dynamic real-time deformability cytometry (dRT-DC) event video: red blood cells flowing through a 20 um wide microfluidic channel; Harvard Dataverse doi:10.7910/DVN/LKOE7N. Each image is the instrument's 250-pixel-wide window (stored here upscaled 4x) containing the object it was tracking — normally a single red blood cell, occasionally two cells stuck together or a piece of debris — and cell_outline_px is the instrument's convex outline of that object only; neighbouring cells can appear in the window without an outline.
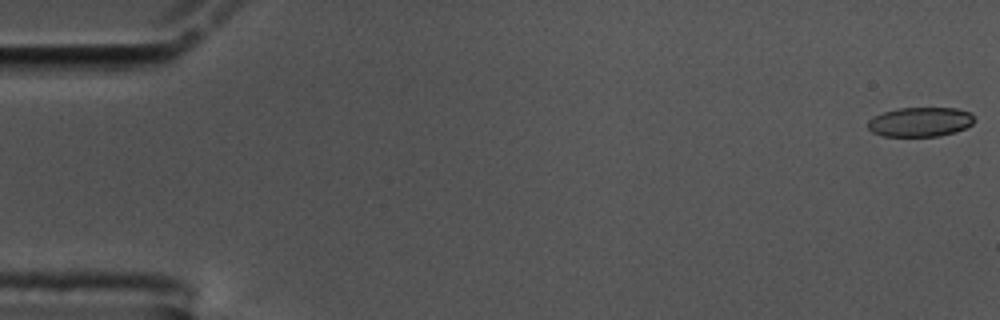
{"species": "common noctule bat (a hibernating species)", "species_latin": "Nyctalus noctula", "temperature_condition": "cold", "stored_images_in_passage": 57, "camera_frame_rate_fps": 3000, "um_per_image_px": 0.085, "animal": {"sex": "male", "body_mass_g": 17.5, "forearm_length_mm": 52.3}, "frame": {"image": 1, "passage_image": 1, "time_ms": 0.0, "image_size_px": [1000, 320], "cell_outline_px": [[976, 120], [972, 124], [956, 132], [940, 136], [884, 136], [872, 132], [868, 128], [868, 120], [884, 112], [900, 108], [956, 108], [972, 112]], "centroid_in_image_um": [78.27, 10.36], "position_along_channel_um": 6.7, "area_um2": 18.32}}
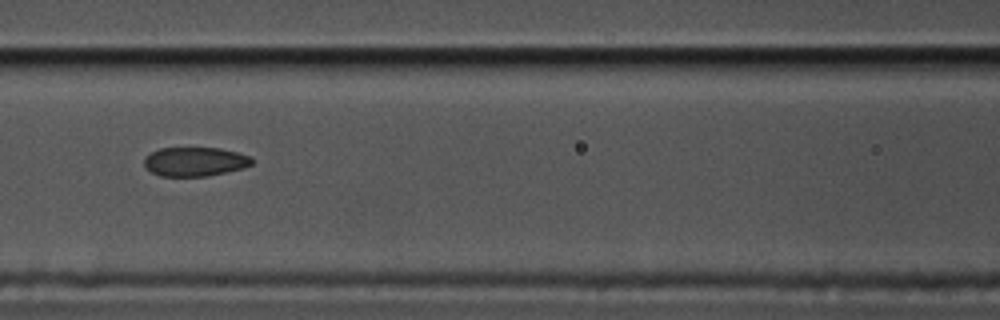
{"frame": {"image": 2, "passage_image": 25, "time_ms": 8.0, "image_size_px": [1000, 320], "cell_outline_px": [[252, 164], [244, 168], [208, 176], [160, 176], [152, 172], [144, 164], [144, 160], [152, 152], [160, 148], [220, 148], [252, 156]], "centroid_in_image_um": [16.61, 13.74], "position_along_channel_um": 150.0, "area_um2": 18.15}}
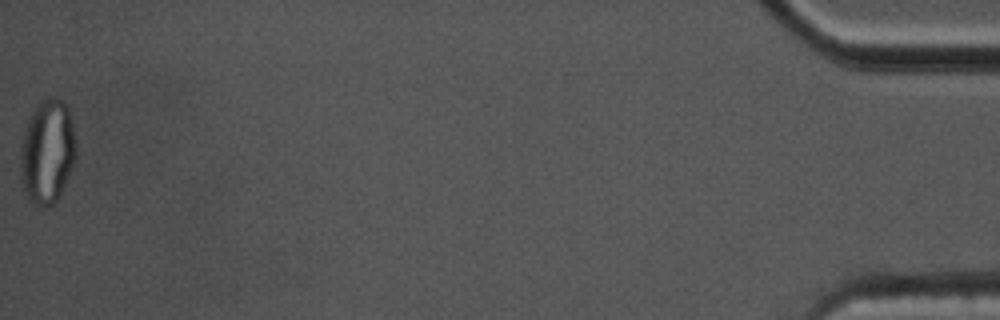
{"frame": {"image": 3, "passage_image": 57, "time_ms": 18.667, "image_size_px": [1000, 320], "cell_outline_px": [[76, 160], [64, 188], [60, 196], [48, 208], [44, 208], [32, 204], [28, 200], [24, 192], [20, 180], [20, 148], [24, 128], [32, 112], [40, 100], [44, 96], [48, 96], [60, 100], [68, 108], [72, 120], [76, 144]], "centroid_in_image_um": [4.01, 12.93], "position_along_channel_um": 431.2, "area_um2": 34.62}, "authors_computed_cell_mechanics": {"area_um2": 19.652, "velocity_mm_per_s": 3.5666, "shape_relaxation_time_tau1_ms": null, "shape_relaxation_time_tau2_ms": 2.174, "deformation_change_tau1": null, "deformation_change_tau2": 0.0573}}